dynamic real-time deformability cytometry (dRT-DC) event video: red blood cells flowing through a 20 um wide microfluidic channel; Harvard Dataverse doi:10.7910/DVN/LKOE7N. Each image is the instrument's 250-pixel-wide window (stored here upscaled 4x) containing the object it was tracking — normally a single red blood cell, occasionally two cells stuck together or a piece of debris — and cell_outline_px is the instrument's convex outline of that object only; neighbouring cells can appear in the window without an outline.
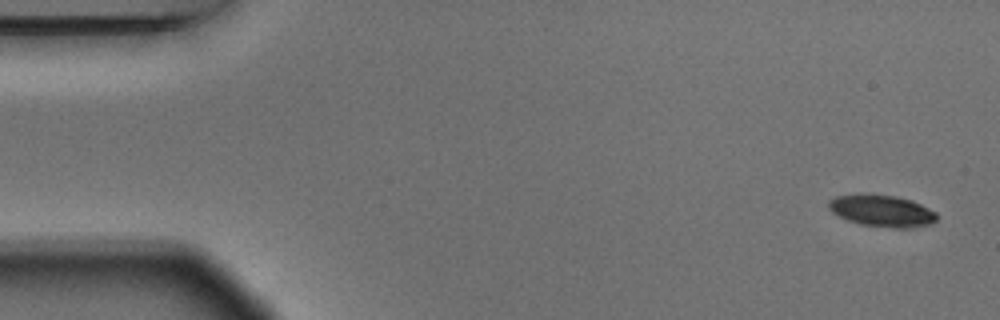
{"species": "Egyptian fruit bat (a non-hibernating species)", "species_latin": "Rousettus aegyptiacus", "temperature_condition": "warm", "stored_images_in_passage": 5, "camera_frame_rate_fps": 3000, "um_per_image_px": 0.085, "animal": {"sex": "male"}, "frame": {"image": 1, "passage_image": 1, "time_ms": 0.0, "image_size_px": [1000, 320], "cell_outline_px": [[936, 220], [932, 224], [904, 228], [892, 228], [860, 224], [848, 220], [832, 212], [828, 208], [828, 200], [836, 196], [860, 192], [896, 196], [912, 200], [936, 212]], "centroid_in_image_um": [74.92, 17.89], "position_along_channel_um": 10.1, "area_um2": 20.29}}
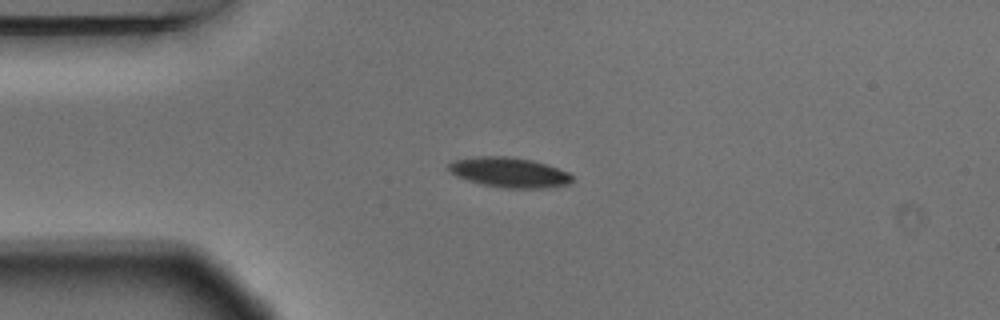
{"frame": {"image": 2, "passage_image": 4, "time_ms": 1.0, "image_size_px": [1000, 320], "cell_outline_px": [[572, 184], [544, 188], [504, 188], [480, 184], [456, 176], [448, 168], [448, 164], [456, 160], [476, 156], [504, 156], [532, 160], [568, 172], [572, 176]], "centroid_in_image_um": [43.29, 14.66], "position_along_channel_um": 41.7, "area_um2": 21.44}}